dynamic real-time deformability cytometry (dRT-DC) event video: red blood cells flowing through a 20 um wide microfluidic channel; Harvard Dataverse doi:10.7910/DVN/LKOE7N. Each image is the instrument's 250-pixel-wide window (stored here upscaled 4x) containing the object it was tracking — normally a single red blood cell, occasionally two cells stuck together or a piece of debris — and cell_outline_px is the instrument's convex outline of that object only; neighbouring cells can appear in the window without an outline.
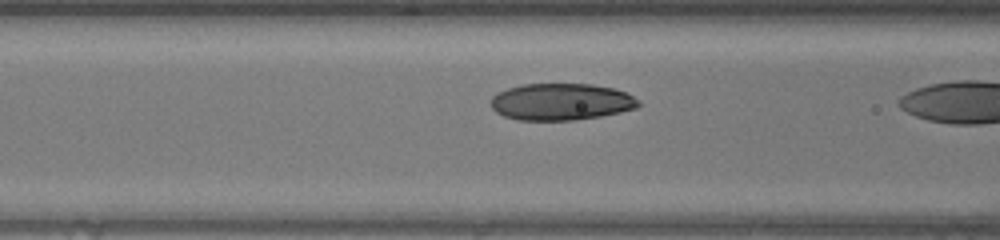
{"species": "human", "species_latin": "Homo sapiens", "temperature_condition": "warm", "stored_images_in_passage": 12, "camera_frame_rate_fps": 3000, "um_per_image_px": 0.085, "donor": {"sex": "female"}, "frame": {"image": 1, "passage_image": 10, "time_ms": 3.0, "image_size_px": [1000, 240], "cell_outline_px": [[640, 104], [636, 108], [620, 112], [600, 116], [576, 120], [520, 120], [504, 116], [496, 112], [492, 108], [492, 96], [496, 92], [520, 84], [592, 84], [612, 88], [628, 92], [640, 100]], "centroid_in_image_um": [47.71, 8.65], "position_along_channel_um": 118.9, "area_um2": 31.85}}